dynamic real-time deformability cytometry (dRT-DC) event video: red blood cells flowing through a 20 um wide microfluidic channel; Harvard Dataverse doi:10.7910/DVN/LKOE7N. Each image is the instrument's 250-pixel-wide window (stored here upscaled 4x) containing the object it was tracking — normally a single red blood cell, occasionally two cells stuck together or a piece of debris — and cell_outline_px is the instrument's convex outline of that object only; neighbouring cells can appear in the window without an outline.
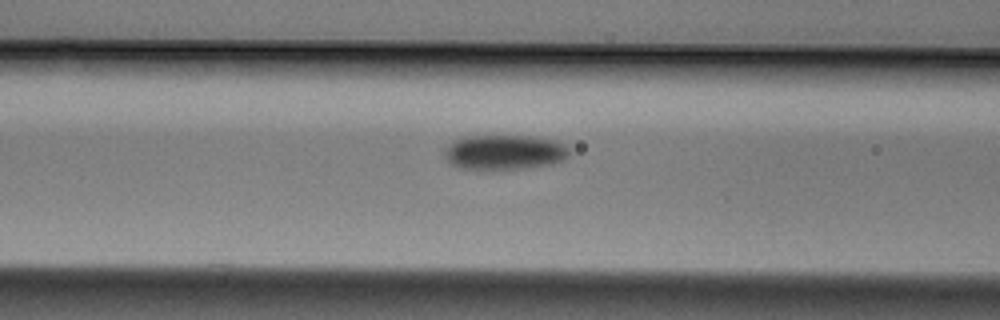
{"species": "Egyptian fruit bat (a non-hibernating species)", "species_latin": "Rousettus aegyptiacus", "temperature_condition": "cold", "stored_images_in_passage": 4, "camera_frame_rate_fps": 3000, "um_per_image_px": 0.085, "animal": {"sex": "male"}, "frame": {"image": 1, "passage_image": 4, "time_ms": 1.0, "image_size_px": [1000, 320], "cell_outline_px": [[568, 156], [564, 160], [552, 164], [524, 168], [460, 168], [452, 164], [444, 156], [444, 152], [448, 144], [464, 136], [532, 136], [552, 140], [564, 144], [568, 148]], "centroid_in_image_um": [42.88, 12.92], "position_along_channel_um": 123.7, "area_um2": 24.97}}